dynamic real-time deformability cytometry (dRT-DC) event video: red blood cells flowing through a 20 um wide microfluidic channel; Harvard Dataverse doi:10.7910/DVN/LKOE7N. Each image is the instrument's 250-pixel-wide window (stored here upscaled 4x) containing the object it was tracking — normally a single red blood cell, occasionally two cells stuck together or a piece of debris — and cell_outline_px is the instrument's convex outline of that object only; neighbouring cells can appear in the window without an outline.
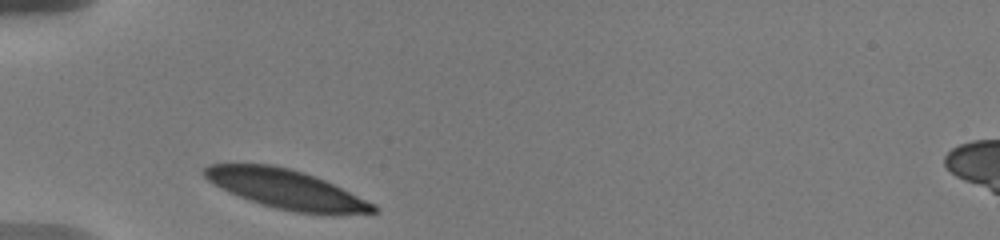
{"species": "human", "species_latin": "Homo sapiens", "temperature_condition": "warm", "stored_images_in_passage": 25, "camera_frame_rate_fps": 3000, "um_per_image_px": 0.085, "donor": {"sex": "male"}, "frame": {"image": 1, "passage_image": 1, "time_ms": 0.0, "image_size_px": [1000, 240], "cell_outline_px": [[380, 212], [332, 216], [296, 212], [276, 208], [260, 204], [220, 188], [208, 180], [200, 172], [208, 164], [272, 164], [304, 172], [316, 176], [376, 204], [380, 208]], "centroid_in_image_um": [24.4, 16.1], "position_along_channel_um": 60.6, "area_um2": 39.02}}
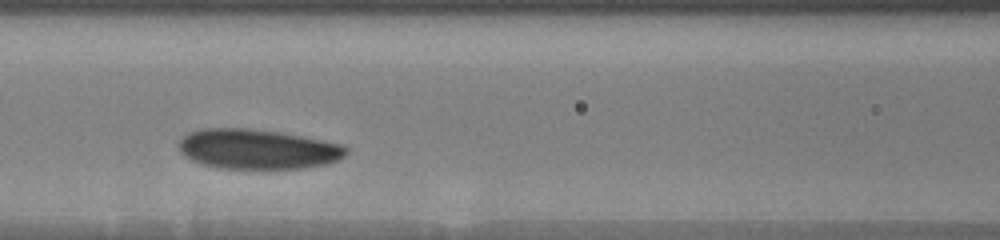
{"frame": {"image": 2, "passage_image": 8, "time_ms": 2.667, "image_size_px": [1000, 240], "cell_outline_px": [[348, 152], [340, 160], [308, 168], [216, 168], [192, 160], [184, 156], [180, 152], [176, 144], [188, 132], [204, 128], [248, 128], [280, 132], [340, 144], [348, 148]], "centroid_in_image_um": [21.86, 12.67], "position_along_channel_um": 144.7, "area_um2": 38.9}}
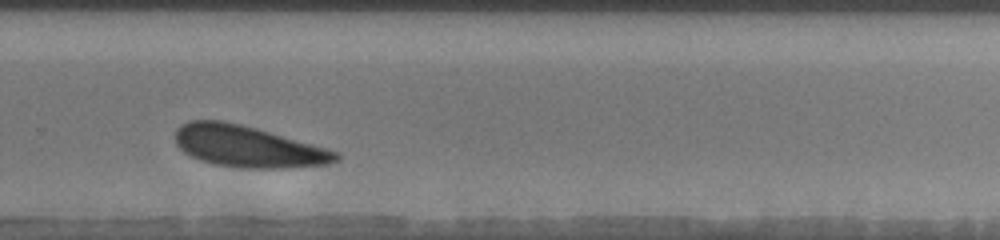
{"frame": {"image": 3, "passage_image": 18, "time_ms": 7.333, "image_size_px": [1000, 240], "cell_outline_px": [[340, 160], [328, 164], [284, 168], [240, 168], [216, 164], [200, 160], [184, 152], [176, 144], [176, 128], [180, 124], [188, 120], [220, 120], [240, 124], [256, 128], [328, 148], [340, 152]], "centroid_in_image_um": [21.08, 12.45], "position_along_channel_um": 308.7, "area_um2": 38.9}, "authors_computed_cell_mechanics": {"area_um2": 39.0728, "velocity_mm_per_s": 3.5234, "shape_relaxation_time_tau1_ms": 1.2894, "shape_relaxation_time_tau2_ms": null, "deformation_change_tau1": 0.0716, "deformation_change_tau2": null}}